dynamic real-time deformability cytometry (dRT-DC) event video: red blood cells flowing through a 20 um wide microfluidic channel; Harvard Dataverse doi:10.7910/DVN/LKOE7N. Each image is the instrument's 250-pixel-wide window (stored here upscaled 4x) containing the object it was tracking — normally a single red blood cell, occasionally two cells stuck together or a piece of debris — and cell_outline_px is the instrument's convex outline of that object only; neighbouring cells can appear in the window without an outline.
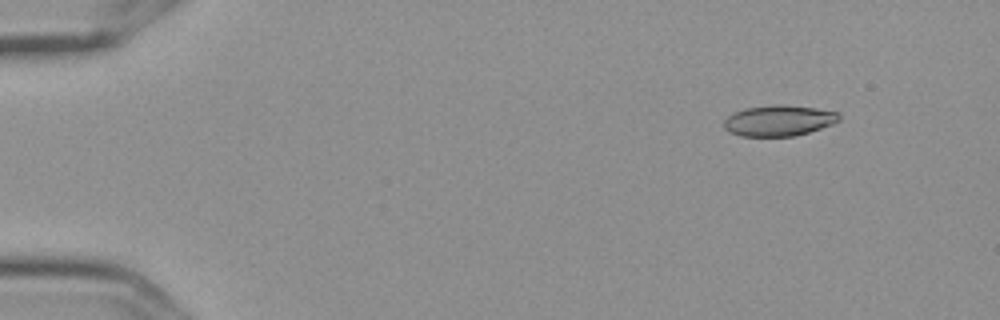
{"species": "Egyptian fruit bat (a non-hibernating species)", "species_latin": "Rousettus aegyptiacus", "temperature_condition": "cold", "stored_images_in_passage": 6, "segment_of_instrument_passage": [1, 2], "camera_frame_rate_fps": 3000, "um_per_image_px": 0.085, "frame": {"image": 1, "passage_image": 2, "time_ms": 0.333, "image_size_px": [1000, 320], "cell_outline_px": [[840, 120], [832, 124], [796, 136], [740, 136], [728, 132], [724, 128], [724, 120], [728, 116], [744, 108], [776, 104], [784, 104], [816, 108], [836, 112], [840, 116]], "centroid_in_image_um": [66.18, 10.25], "position_along_channel_um": 18.8, "area_um2": 20.69}}